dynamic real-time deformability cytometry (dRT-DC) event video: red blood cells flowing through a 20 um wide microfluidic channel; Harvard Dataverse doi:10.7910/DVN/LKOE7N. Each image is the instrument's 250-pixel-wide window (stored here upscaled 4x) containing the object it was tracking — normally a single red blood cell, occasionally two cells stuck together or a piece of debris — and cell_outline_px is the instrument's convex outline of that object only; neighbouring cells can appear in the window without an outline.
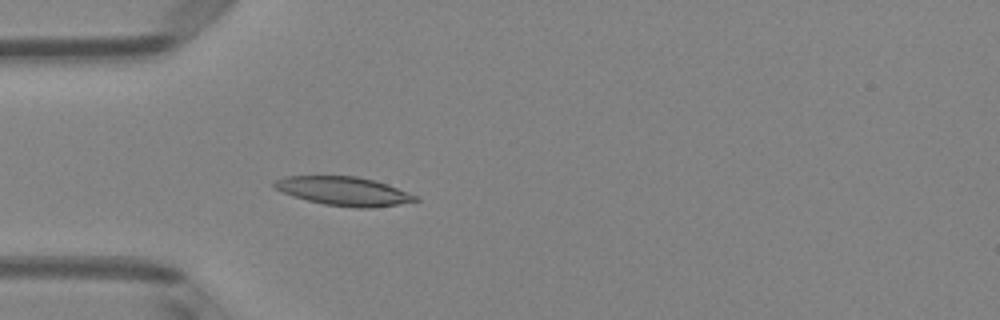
{"species": "Egyptian fruit bat (a non-hibernating species)", "species_latin": "Rousettus aegyptiacus", "temperature_condition": "room temperature", "stored_images_in_passage": 51, "camera_frame_rate_fps": 3000, "um_per_image_px": 0.085, "animal": {"sex": "female"}, "frame": {"image": 1, "passage_image": 15, "time_ms": 4.667, "image_size_px": [1000, 320], "cell_outline_px": [[420, 200], [372, 208], [356, 208], [324, 204], [308, 200], [284, 192], [276, 188], [272, 184], [276, 180], [284, 176], [356, 176], [388, 184], [408, 192], [416, 196]], "centroid_in_image_um": [29.24, 16.24], "position_along_channel_um": 55.8, "area_um2": 23.29}}
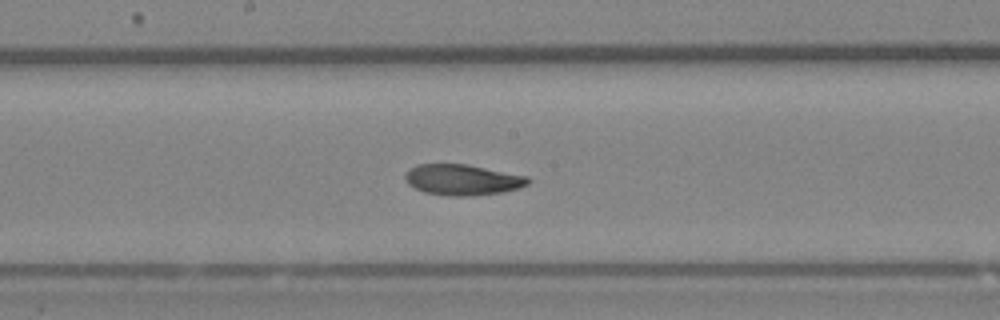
{"frame": {"image": 2, "passage_image": 27, "time_ms": 8.667, "image_size_px": [1000, 320], "cell_outline_px": [[532, 180], [528, 184], [520, 188], [500, 192], [468, 196], [448, 196], [424, 192], [408, 184], [404, 180], [404, 176], [408, 168], [416, 164], [468, 164], [528, 176]], "centroid_in_image_um": [39.3, 15.27], "position_along_channel_um": 208.9, "area_um2": 22.25}}
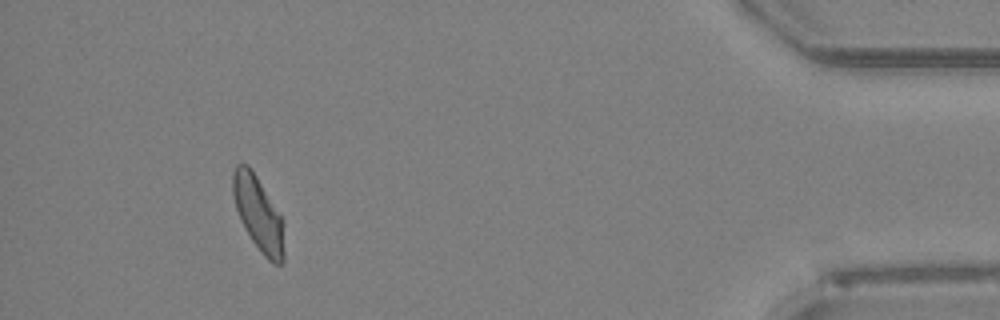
{"frame": {"image": 3, "passage_image": 47, "time_ms": 15.333, "image_size_px": [1000, 320], "cell_outline_px": [[284, 260], [280, 264], [272, 264], [264, 256], [252, 240], [240, 220], [236, 208], [232, 192], [232, 172], [236, 164], [248, 164], [256, 176], [284, 220]], "centroid_in_image_um": [21.97, 18.18], "position_along_channel_um": 413.2, "area_um2": 22.31}, "authors_computed_cell_mechanics": {"area_um2": 22.3108, "velocity_mm_per_s": 3.9834, "shape_relaxation_time_tau1_ms": null, "shape_relaxation_time_tau2_ms": 5.3119, "deformation_change_tau1": null, "deformation_change_tau2": 0.0932}}